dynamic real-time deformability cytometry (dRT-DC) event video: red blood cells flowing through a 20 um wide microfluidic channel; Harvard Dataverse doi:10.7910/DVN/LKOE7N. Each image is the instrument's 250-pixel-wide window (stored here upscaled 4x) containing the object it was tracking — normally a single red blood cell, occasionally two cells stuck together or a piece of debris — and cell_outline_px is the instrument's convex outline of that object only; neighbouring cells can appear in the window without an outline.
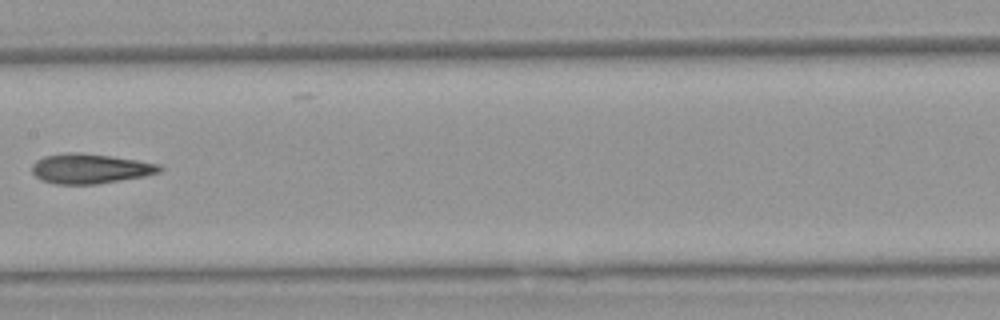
{"species": "Egyptian fruit bat (a non-hibernating species)", "species_latin": "Rousettus aegyptiacus", "temperature_condition": "warm", "stored_images_in_passage": 7, "camera_frame_rate_fps": 3000, "um_per_image_px": 0.085, "animal": {"sex": "female"}, "frame": {"image": 1, "passage_image": 6, "time_ms": 6.333, "image_size_px": [1000, 320], "cell_outline_px": [[164, 168], [160, 172], [144, 176], [96, 184], [56, 184], [44, 180], [36, 176], [32, 172], [32, 164], [36, 160], [44, 156], [64, 152], [80, 152], [112, 156], [160, 164]], "centroid_in_image_um": [7.66, 14.32], "position_along_channel_um": 199.7, "area_um2": 22.2}}